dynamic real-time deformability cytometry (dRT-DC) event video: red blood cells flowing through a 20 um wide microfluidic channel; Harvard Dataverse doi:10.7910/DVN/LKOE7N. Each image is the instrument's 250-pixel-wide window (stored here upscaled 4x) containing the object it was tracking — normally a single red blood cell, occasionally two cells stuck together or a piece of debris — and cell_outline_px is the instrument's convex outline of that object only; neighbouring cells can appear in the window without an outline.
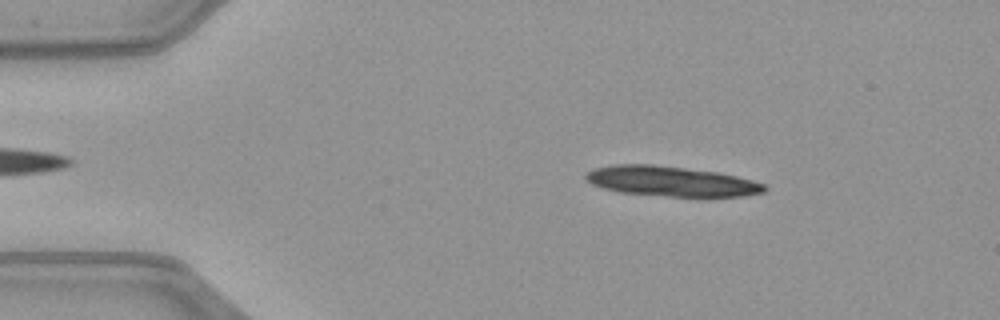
{"species": "common noctule bat (a hibernating species)", "species_latin": "Nyctalus noctula", "temperature_condition": "warm", "stored_images_in_passage": 50, "segment_of_instrument_passage": [1, 2], "camera_frame_rate_fps": 3000, "um_per_image_px": 0.085, "animal": {"sex": "female", "body_mass_g": 21.9}, "frame": {"image": 1, "passage_image": 7, "time_ms": 2.0, "image_size_px": [1000, 320], "cell_outline_px": [[768, 188], [764, 192], [744, 196], [704, 200], [620, 192], [604, 188], [592, 184], [584, 180], [584, 172], [592, 168], [612, 164], [652, 164], [720, 172], [752, 180], [764, 184]], "centroid_in_image_um": [57.09, 15.44], "position_along_channel_um": 27.9, "area_um2": 32.71}}